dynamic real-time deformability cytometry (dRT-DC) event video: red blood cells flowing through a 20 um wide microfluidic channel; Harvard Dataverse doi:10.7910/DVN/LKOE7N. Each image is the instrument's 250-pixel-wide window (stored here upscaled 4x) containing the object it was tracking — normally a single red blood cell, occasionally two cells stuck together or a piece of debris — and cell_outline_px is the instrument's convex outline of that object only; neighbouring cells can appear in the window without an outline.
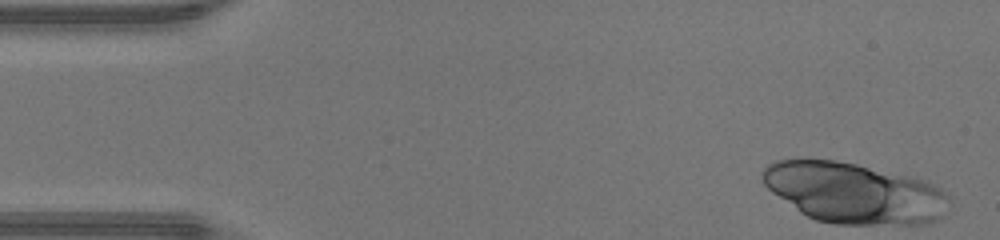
{"species": "human", "species_latin": "Homo sapiens", "temperature_condition": "warm", "stored_images_in_passage": 12, "camera_frame_rate_fps": 3000, "um_per_image_px": 0.085, "donor": {"sex": "male"}, "frame": {"image": 1, "passage_image": 1, "time_ms": 0.0, "image_size_px": [1000, 240], "cell_outline_px": [[952, 196], [940, 220], [924, 224], [836, 224], [816, 220], [800, 212], [772, 192], [760, 180], [760, 172], [768, 164], [776, 160], [836, 160], [856, 164], [928, 180]], "centroid_in_image_um": [72.63, 16.4], "position_along_channel_um": 12.4, "area_um2": 66.24}}
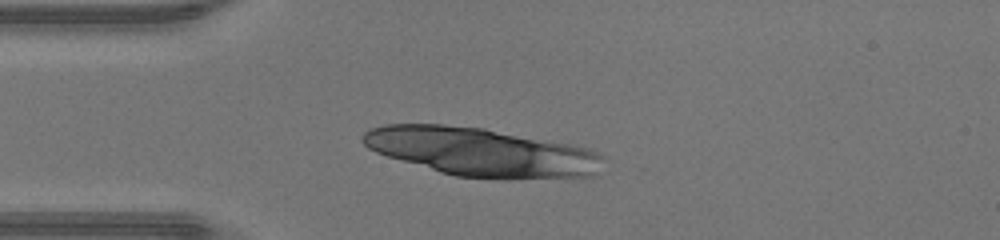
{"frame": {"image": 2, "passage_image": 10, "time_ms": 3.0, "image_size_px": [1000, 240], "cell_outline_px": [[608, 160], [596, 176], [456, 176], [440, 172], [388, 156], [376, 152], [368, 148], [360, 140], [364, 132], [372, 128], [384, 124], [444, 124], [484, 128], [568, 144], [588, 148], [604, 156]], "centroid_in_image_um": [40.89, 12.87], "position_along_channel_um": 44.1, "area_um2": 66.35}}